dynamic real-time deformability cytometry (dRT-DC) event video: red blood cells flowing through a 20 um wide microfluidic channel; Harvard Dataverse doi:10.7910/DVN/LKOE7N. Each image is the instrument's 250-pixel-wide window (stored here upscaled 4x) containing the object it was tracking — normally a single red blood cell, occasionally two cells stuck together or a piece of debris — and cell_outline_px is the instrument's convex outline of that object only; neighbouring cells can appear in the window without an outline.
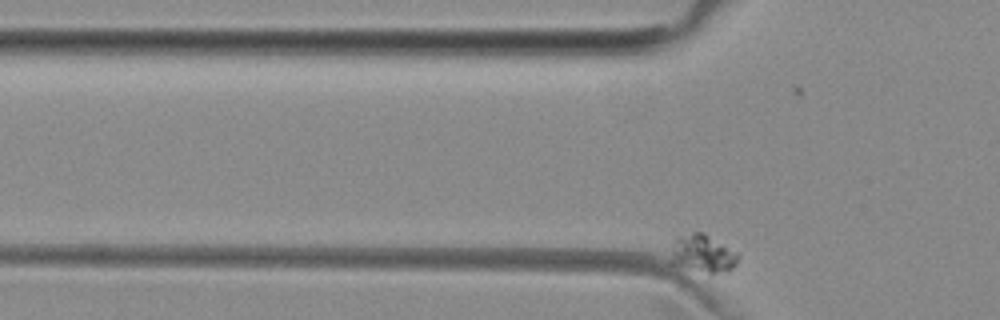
{"species": "common noctule bat (a hibernating species)", "species_latin": "Nyctalus noctula", "temperature_condition": "room temperature", "stored_images_in_passage": 52, "segment_of_instrument_passage": [1, 2], "camera_frame_rate_fps": 3000, "um_per_image_px": 0.085, "animal": {"sex": "female", "body_mass_g": 29.2, "forearm_length_mm": 56.3}, "frame": {"image": 1, "passage_image": 6, "time_ms": 1.667, "image_size_px": [1000, 320], "cell_outline_px": [[740, 256], [736, 264], [728, 272], [708, 272], [668, 264], [668, 260], [672, 244], [680, 236], [692, 232], [704, 232], [736, 252]], "centroid_in_image_um": [59.69, 21.55], "position_along_channel_um": 66.1, "area_um2": 14.91}}
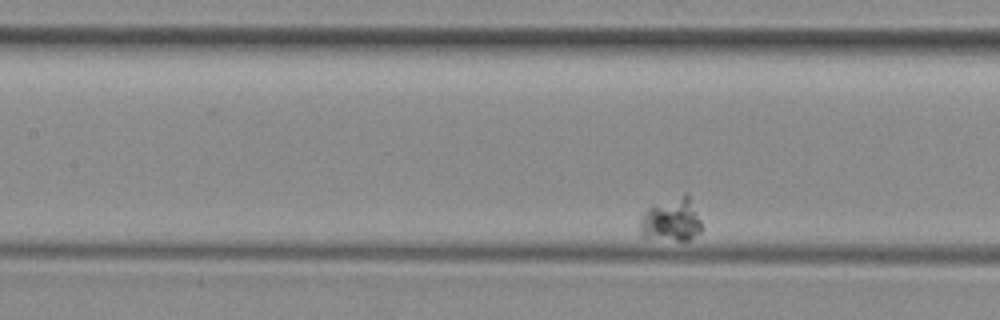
{"frame": {"image": 2, "passage_image": 17, "time_ms": 5.333, "image_size_px": [1000, 320], "cell_outline_px": [[704, 228], [700, 232], [688, 240], [676, 240], [644, 236], [640, 232], [640, 220], [644, 212], [652, 204], [684, 192], [688, 192]], "centroid_in_image_um": [57.1, 18.62], "position_along_channel_um": 150.3, "area_um2": 15.84}}
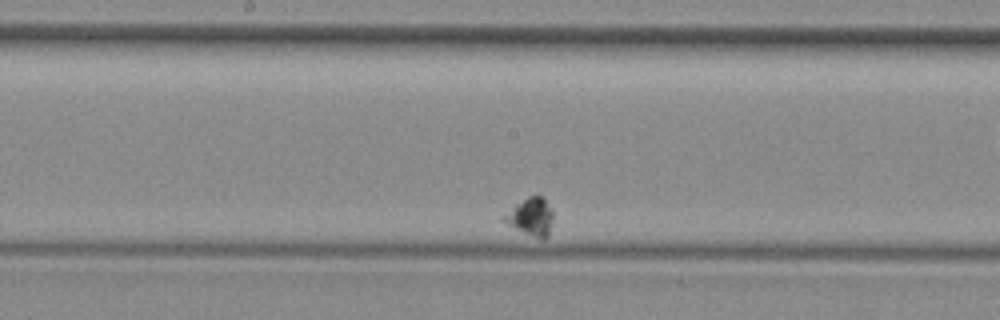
{"frame": {"image": 3, "passage_image": 23, "time_ms": 7.333, "image_size_px": [1000, 320], "cell_outline_px": [[552, 216], [548, 236], [544, 240], [524, 232], [500, 220], [500, 216], [516, 204], [528, 196], [544, 196], [552, 208]], "centroid_in_image_um": [45.1, 18.4], "position_along_channel_um": 203.1, "area_um2": 10.75}}